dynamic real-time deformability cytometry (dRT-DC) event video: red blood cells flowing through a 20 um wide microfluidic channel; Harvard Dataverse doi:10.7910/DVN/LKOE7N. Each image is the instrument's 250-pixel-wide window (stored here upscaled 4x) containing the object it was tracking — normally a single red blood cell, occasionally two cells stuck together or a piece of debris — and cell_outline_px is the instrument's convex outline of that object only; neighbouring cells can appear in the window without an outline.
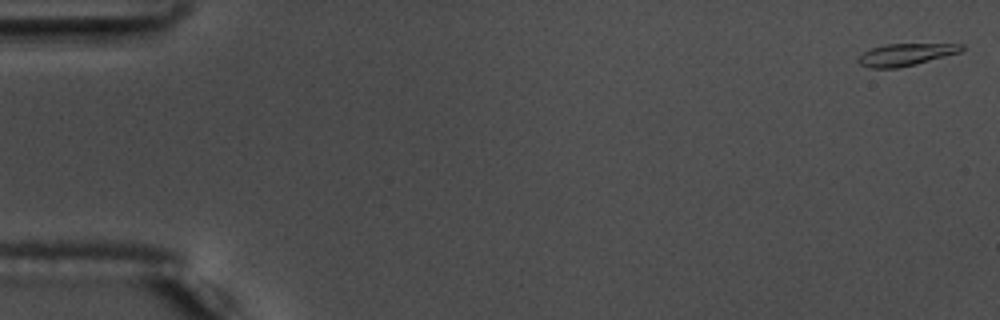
{"species": "common noctule bat (a hibernating species)", "species_latin": "Nyctalus noctula", "temperature_condition": "warm", "stored_images_in_passage": 56, "camera_frame_rate_fps": 3000, "um_per_image_px": 0.085, "animal": {"sex": "male", "body_mass_g": 17.5, "forearm_length_mm": 52.3}, "frame": {"image": 1, "passage_image": 1, "time_ms": 0.0, "image_size_px": [1000, 320], "cell_outline_px": [[964, 48], [960, 52], [916, 64], [896, 68], [868, 68], [860, 64], [856, 60], [864, 52], [872, 48], [888, 44], [964, 44]], "centroid_in_image_um": [76.98, 4.64], "position_along_channel_um": 8.0, "area_um2": 13.18}}
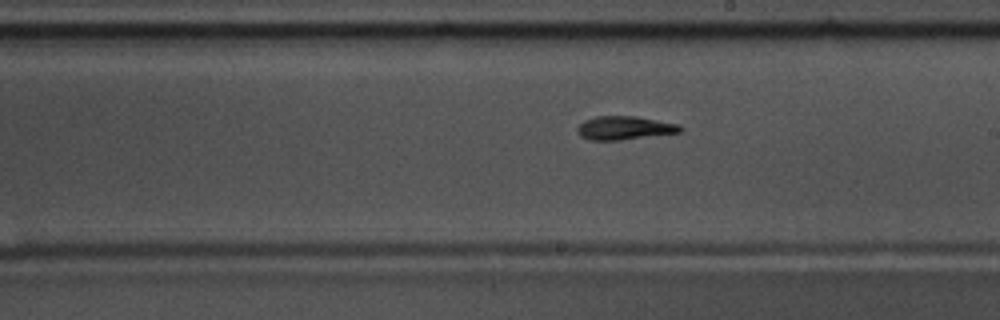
{"frame": {"image": 2, "passage_image": 32, "time_ms": 10.333, "image_size_px": [1000, 320], "cell_outline_px": [[684, 128], [680, 132], [620, 140], [588, 140], [580, 136], [576, 132], [576, 128], [584, 120], [596, 116], [636, 116], [676, 124]], "centroid_in_image_um": [53.01, 10.88], "position_along_channel_um": 236.0, "area_um2": 14.05}}
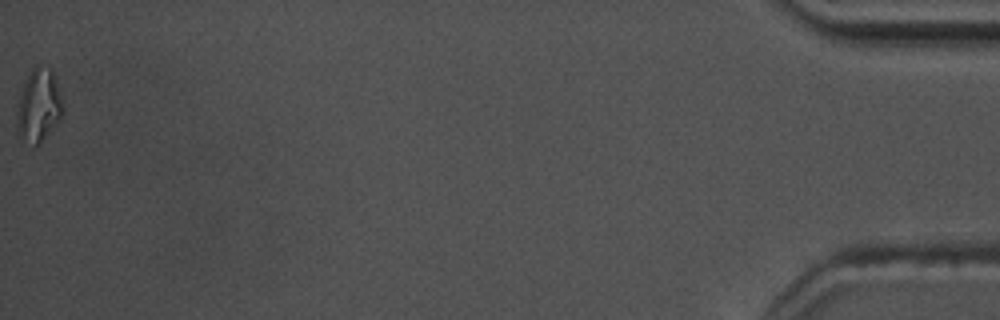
{"frame": {"image": 3, "passage_image": 56, "time_ms": 18.333, "image_size_px": [1000, 320], "cell_outline_px": [[64, 112], [60, 120], [36, 144], [24, 136], [16, 128], [16, 108], [20, 92], [24, 80], [32, 68], [36, 64], [52, 68], [64, 108]], "centroid_in_image_um": [3.29, 8.84], "position_along_channel_um": 431.9, "area_um2": 19.19}, "authors_computed_cell_mechanics": {"area_um2": 14.1321, "velocity_mm_per_s": 3.6856, "shape_relaxation_time_tau1_ms": 4.0608, "shape_relaxation_time_tau2_ms": 2.5445, "deformation_change_tau1": 0.2179, "deformation_change_tau2": 0.1053}}